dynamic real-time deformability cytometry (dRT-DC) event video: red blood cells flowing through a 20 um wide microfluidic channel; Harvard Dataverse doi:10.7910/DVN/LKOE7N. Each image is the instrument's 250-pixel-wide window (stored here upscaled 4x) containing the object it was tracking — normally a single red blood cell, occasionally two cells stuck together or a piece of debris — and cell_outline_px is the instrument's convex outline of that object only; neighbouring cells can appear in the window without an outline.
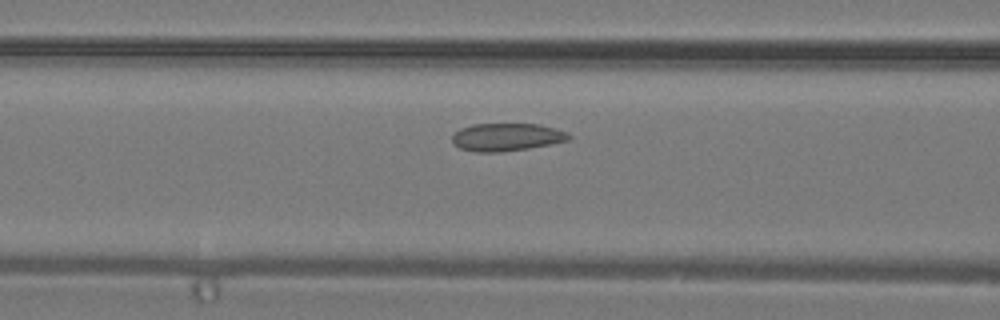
{"species": "common noctule bat (a hibernating species)", "species_latin": "Nyctalus noctula", "temperature_condition": "warm", "stored_images_in_passage": 14, "camera_frame_rate_fps": 3000, "um_per_image_px": 0.085, "animal": {"sex": "male", "body_mass_g": 19.2, "forearm_length_mm": 51.8}, "frame": {"image": 1, "passage_image": 10, "time_ms": 3.0, "image_size_px": [1000, 320], "cell_outline_px": [[572, 136], [568, 140], [528, 148], [500, 152], [476, 152], [460, 148], [452, 144], [452, 136], [460, 128], [472, 124], [536, 124], [568, 132]], "centroid_in_image_um": [43.02, 11.65], "position_along_channel_um": 123.6, "area_um2": 18.73}}
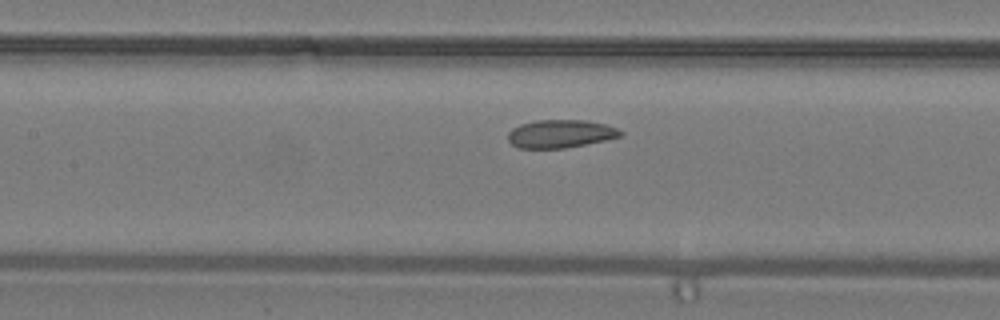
{"frame": {"image": 2, "passage_image": 12, "time_ms": 3.667, "image_size_px": [1000, 320], "cell_outline_px": [[624, 132], [620, 136], [604, 140], [564, 148], [520, 148], [512, 144], [508, 140], [508, 132], [512, 128], [520, 124], [536, 120], [584, 120], [604, 124], [616, 128]], "centroid_in_image_um": [47.6, 11.36], "position_along_channel_um": 159.8, "area_um2": 18.21}}